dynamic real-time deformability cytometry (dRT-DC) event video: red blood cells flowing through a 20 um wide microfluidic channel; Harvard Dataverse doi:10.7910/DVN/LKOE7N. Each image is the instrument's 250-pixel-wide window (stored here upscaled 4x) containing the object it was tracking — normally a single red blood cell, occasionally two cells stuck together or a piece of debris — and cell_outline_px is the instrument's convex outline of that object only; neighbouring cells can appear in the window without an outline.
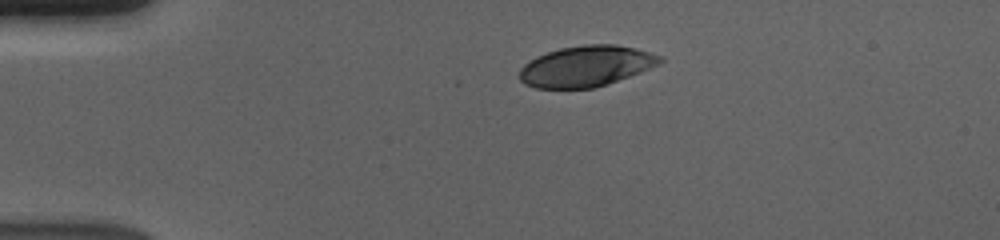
{"species": "human", "species_latin": "Homo sapiens", "temperature_condition": "cold", "stored_images_in_passage": 45, "camera_frame_rate_fps": 3000, "um_per_image_px": 0.085, "donor": {"sex": "male"}, "frame": {"image": 1, "passage_image": 1, "time_ms": 0.0, "image_size_px": [1000, 240], "cell_outline_px": [[664, 60], [660, 64], [640, 72], [596, 88], [536, 88], [524, 84], [520, 80], [520, 68], [524, 64], [536, 56], [560, 48], [584, 44], [616, 44], [664, 56]], "centroid_in_image_um": [49.82, 5.62], "position_along_channel_um": 35.2, "area_um2": 33.41}}
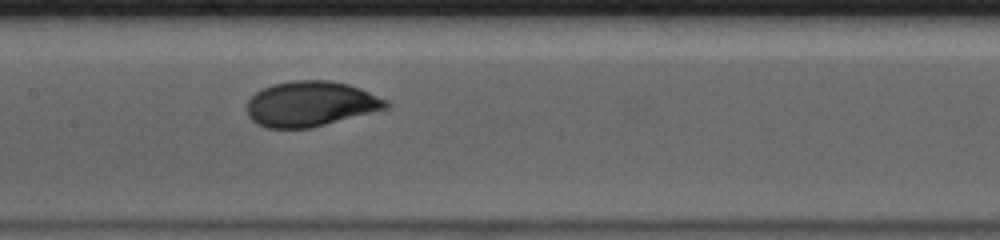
{"frame": {"image": 2, "passage_image": 17, "time_ms": 5.333, "image_size_px": [1000, 240], "cell_outline_px": [[392, 104], [388, 108], [312, 128], [264, 128], [256, 124], [248, 116], [248, 100], [256, 92], [272, 84], [292, 80], [328, 80], [348, 84], [360, 88], [388, 100]], "centroid_in_image_um": [26.42, 8.83], "position_along_channel_um": 181.0, "area_um2": 36.82}}
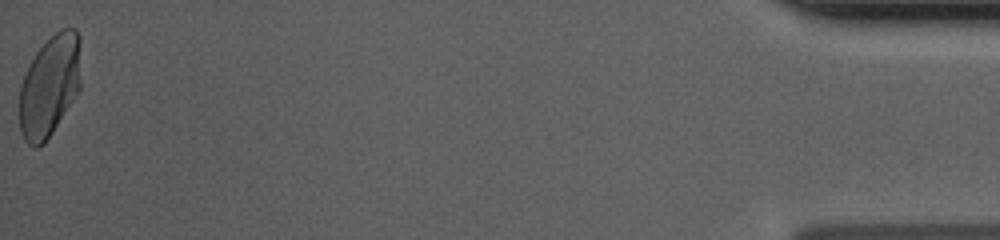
{"frame": {"image": 3, "passage_image": 45, "time_ms": 14.667, "image_size_px": [1000, 240], "cell_outline_px": [[80, 92], [44, 144], [36, 148], [32, 148], [24, 140], [20, 132], [20, 84], [28, 64], [36, 52], [60, 28], [76, 28], [80, 36]], "centroid_in_image_um": [4.23, 7.32], "position_along_channel_um": 431.0, "area_um2": 36.93}, "authors_computed_cell_mechanics": {"area_um2": 36.2984, "velocity_mm_per_s": 3.6728, "shape_relaxation_time_tau1_ms": 3.0151, "shape_relaxation_time_tau2_ms": null, "deformation_change_tau1": 0.1415, "deformation_change_tau2": null}}